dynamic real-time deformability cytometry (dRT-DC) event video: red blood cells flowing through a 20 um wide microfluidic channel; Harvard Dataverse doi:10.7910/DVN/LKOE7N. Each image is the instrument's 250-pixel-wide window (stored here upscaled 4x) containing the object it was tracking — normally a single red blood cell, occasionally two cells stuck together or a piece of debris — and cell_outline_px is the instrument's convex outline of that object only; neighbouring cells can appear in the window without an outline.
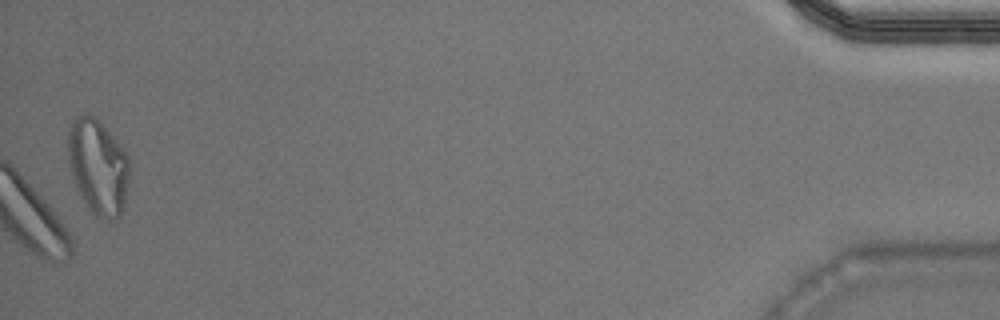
{"species": "Egyptian fruit bat (a non-hibernating species)", "species_latin": "Rousettus aegyptiacus", "temperature_condition": "warm", "stored_images_in_passage": 33, "camera_frame_rate_fps": 3000, "um_per_image_px": 0.085, "animal": {"sex": "male"}, "frame": {"image": 1, "passage_image": 33, "time_ms": 10.667, "image_size_px": [1000, 320], "cell_outline_px": [[128, 180], [124, 204], [120, 216], [108, 220], [96, 216], [92, 212], [80, 196], [72, 180], [68, 160], [68, 128], [72, 120], [76, 116], [96, 116], [100, 120], [116, 140], [128, 156]], "centroid_in_image_um": [8.3, 14.16], "position_along_channel_um": 426.9, "area_um2": 34.04}}